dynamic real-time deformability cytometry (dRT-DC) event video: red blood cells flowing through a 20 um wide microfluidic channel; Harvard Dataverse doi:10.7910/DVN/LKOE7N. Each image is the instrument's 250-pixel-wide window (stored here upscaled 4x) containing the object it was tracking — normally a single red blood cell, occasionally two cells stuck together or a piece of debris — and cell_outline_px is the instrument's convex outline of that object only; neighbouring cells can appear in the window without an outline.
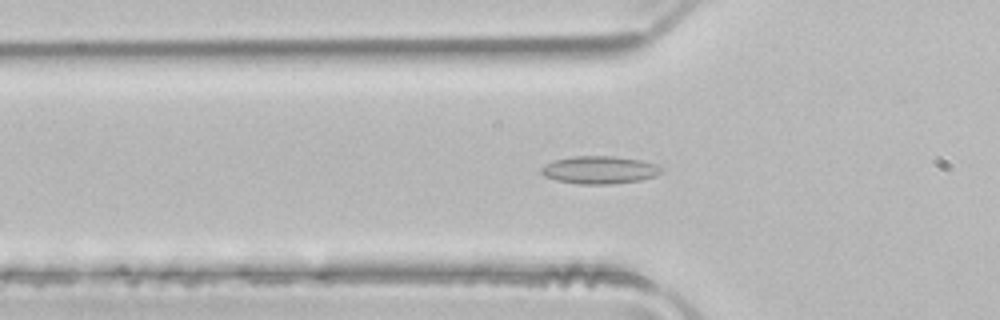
{"species": "common noctule bat (a hibernating species)", "species_latin": "Nyctalus noctula", "temperature_condition": "room temperature", "stored_images_in_passage": 50, "camera_frame_rate_fps": 3000, "um_per_image_px": 0.085, "animal": {"sex": "male", "body_mass_g": 21.5, "forearm_length_mm": 52.0}, "frame": {"image": 1, "passage_image": 16, "time_ms": 5.0, "image_size_px": [1000, 320], "cell_outline_px": [[664, 172], [656, 176], [640, 180], [612, 184], [580, 184], [556, 180], [544, 176], [540, 172], [540, 168], [556, 160], [572, 156], [616, 156], [640, 160], [656, 164], [664, 168]], "centroid_in_image_um": [51.01, 14.44], "position_along_channel_um": 74.8, "area_um2": 19.48}}
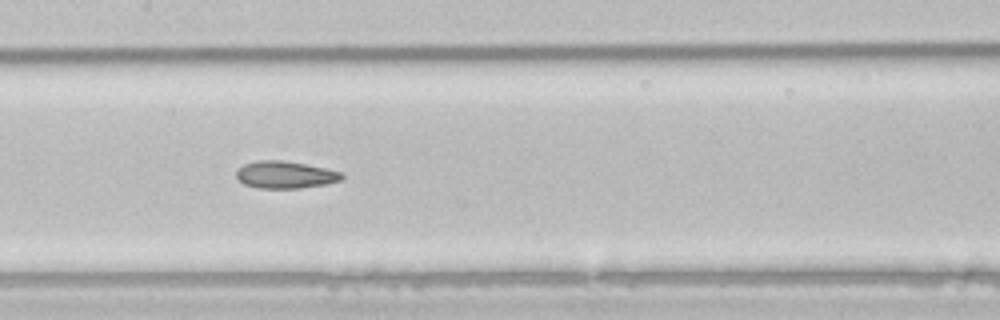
{"frame": {"image": 2, "passage_image": 24, "time_ms": 7.667, "image_size_px": [1000, 320], "cell_outline_px": [[344, 176], [340, 180], [328, 184], [300, 188], [260, 188], [244, 184], [236, 176], [236, 172], [244, 164], [260, 160], [280, 160], [304, 164], [324, 168], [340, 172]], "centroid_in_image_um": [24.25, 14.86], "position_along_channel_um": 183.2, "area_um2": 16.47}}
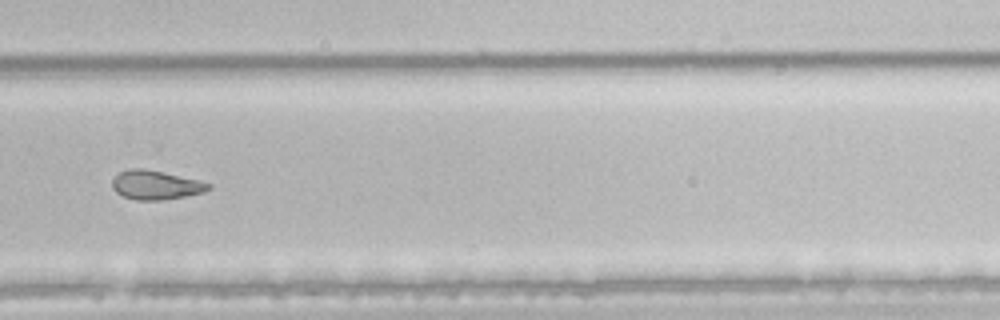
{"frame": {"image": 3, "passage_image": 34, "time_ms": 11.0, "image_size_px": [1000, 320], "cell_outline_px": [[212, 188], [204, 192], [164, 200], [136, 200], [124, 196], [116, 192], [112, 188], [112, 180], [120, 172], [128, 168], [144, 168], [200, 180], [212, 184]], "centroid_in_image_um": [13.25, 15.72], "position_along_channel_um": 316.5, "area_um2": 16.36}, "authors_computed_cell_mechanics": {"area_um2": 19.6809, "velocity_mm_per_s": 4.0225, "shape_relaxation_time_tau1_ms": null, "shape_relaxation_time_tau2_ms": 3.9911, "deformation_change_tau1": null, "deformation_change_tau2": 0.1037}}